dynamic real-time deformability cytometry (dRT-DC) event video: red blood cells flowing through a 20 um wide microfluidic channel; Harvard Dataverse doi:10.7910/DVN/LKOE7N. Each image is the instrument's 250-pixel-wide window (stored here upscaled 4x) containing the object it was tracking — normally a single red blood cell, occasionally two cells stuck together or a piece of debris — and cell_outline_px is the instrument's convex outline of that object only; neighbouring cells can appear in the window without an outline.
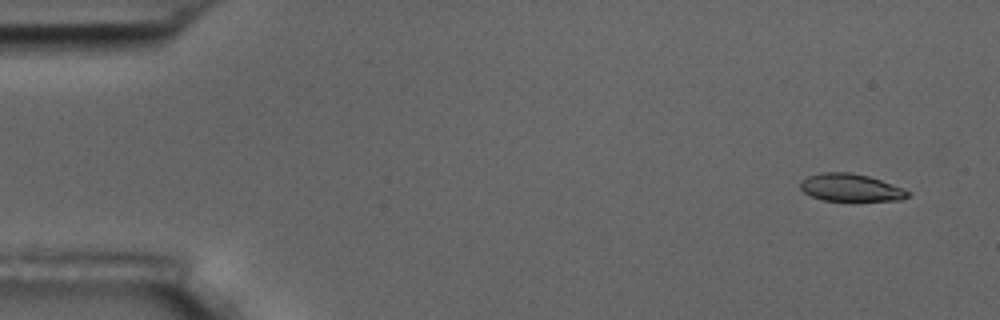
{"species": "common noctule bat (a hibernating species)", "species_latin": "Nyctalus noctula", "temperature_condition": "room temperature", "stored_images_in_passage": 6, "camera_frame_rate_fps": 3000, "um_per_image_px": 0.085, "animal": {"sex": "male", "body_mass_g": 17.5, "forearm_length_mm": 52.3}, "frame": {"image": 1, "passage_image": 2, "time_ms": 1.0, "image_size_px": [1000, 320], "cell_outline_px": [[912, 192], [908, 196], [900, 200], [824, 200], [812, 196], [804, 192], [800, 188], [800, 180], [808, 176], [820, 172], [852, 172], [868, 176], [904, 188]], "centroid_in_image_um": [72.3, 15.93], "position_along_channel_um": 12.7, "area_um2": 17.17}}
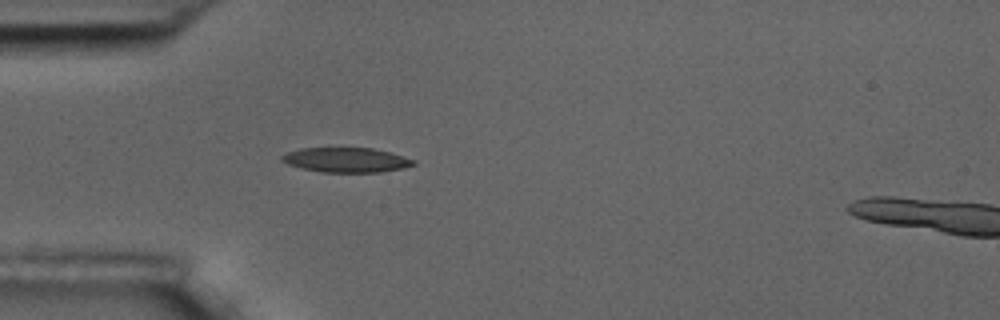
{"frame": {"image": 2, "passage_image": 5, "time_ms": 5.333, "image_size_px": [1000, 320], "cell_outline_px": [[416, 164], [404, 168], [380, 172], [320, 172], [288, 164], [280, 160], [280, 156], [288, 152], [300, 148], [372, 148], [388, 152], [416, 160]], "centroid_in_image_um": [29.43, 13.59], "position_along_channel_um": 55.6, "area_um2": 18.84}}